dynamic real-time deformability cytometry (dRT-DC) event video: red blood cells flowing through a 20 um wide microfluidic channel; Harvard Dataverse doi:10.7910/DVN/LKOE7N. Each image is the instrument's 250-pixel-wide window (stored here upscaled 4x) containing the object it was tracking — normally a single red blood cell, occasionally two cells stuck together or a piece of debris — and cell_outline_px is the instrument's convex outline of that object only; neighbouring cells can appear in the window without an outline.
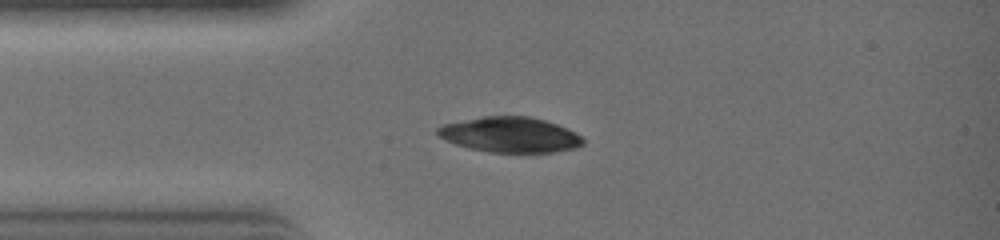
{"species": "common noctule bat (a hibernating species)", "species_latin": "Nyctalus noctula", "temperature_condition": "warm", "stored_images_in_passage": 16, "camera_frame_rate_fps": 3000, "um_per_image_px": 0.085, "animal": {"sex": "female", "body_mass_g": 19.0, "forearm_length_mm": 51.5}, "frame": {"image": 1, "passage_image": 7, "time_ms": 2.0, "image_size_px": [1000, 240], "cell_outline_px": [[584, 144], [576, 148], [552, 152], [488, 152], [468, 148], [444, 140], [436, 136], [436, 128], [444, 124], [484, 116], [528, 116], [544, 120], [568, 128], [580, 136], [584, 140]], "centroid_in_image_um": [43.33, 11.45], "position_along_channel_um": 41.7, "area_um2": 29.94}}